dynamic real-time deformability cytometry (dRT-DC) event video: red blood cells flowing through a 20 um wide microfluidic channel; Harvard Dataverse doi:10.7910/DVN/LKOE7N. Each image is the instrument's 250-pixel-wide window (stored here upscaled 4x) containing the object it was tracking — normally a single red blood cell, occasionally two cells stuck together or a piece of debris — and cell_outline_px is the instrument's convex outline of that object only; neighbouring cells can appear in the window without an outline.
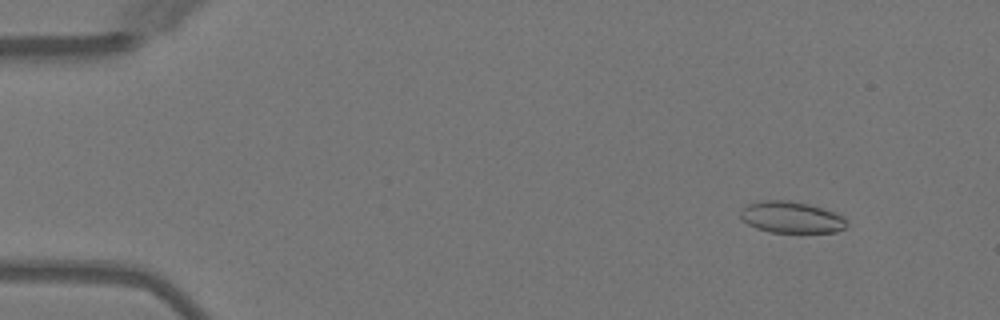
{"species": "Egyptian fruit bat (a non-hibernating species)", "species_latin": "Rousettus aegyptiacus", "temperature_condition": "warm", "stored_images_in_passage": 4, "camera_frame_rate_fps": 3000, "um_per_image_px": 0.085, "animal": {"sex": "female"}, "frame": {"image": 1, "passage_image": 1, "time_ms": 0.0, "image_size_px": [1000, 320], "cell_outline_px": [[848, 224], [844, 228], [836, 232], [768, 232], [756, 228], [748, 224], [740, 216], [740, 212], [748, 204], [760, 200], [792, 200], [824, 208], [844, 216]], "centroid_in_image_um": [67.28, 18.46], "position_along_channel_um": 17.7, "area_um2": 19.59}}